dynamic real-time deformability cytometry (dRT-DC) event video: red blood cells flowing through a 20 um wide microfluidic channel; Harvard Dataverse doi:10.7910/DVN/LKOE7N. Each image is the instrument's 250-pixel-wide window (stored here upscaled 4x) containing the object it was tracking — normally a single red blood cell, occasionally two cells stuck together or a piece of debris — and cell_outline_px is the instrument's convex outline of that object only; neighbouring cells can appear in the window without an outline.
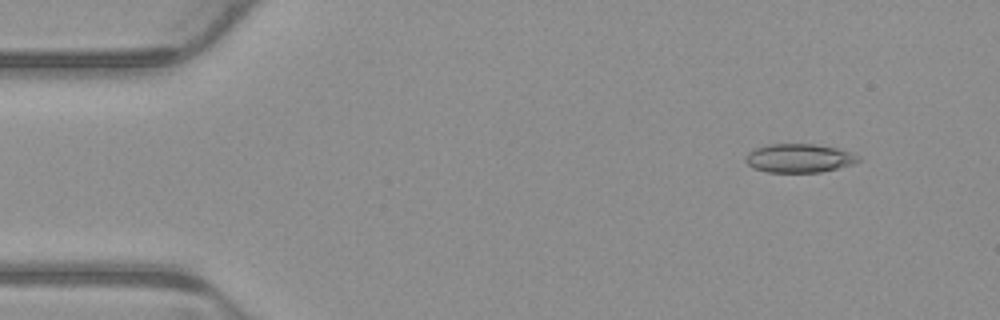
{"species": "common noctule bat (a hibernating species)", "species_latin": "Nyctalus noctula", "temperature_condition": "warm", "stored_images_in_passage": 7, "camera_frame_rate_fps": 3000, "um_per_image_px": 0.085, "animal": {"sex": "male", "body_mass_g": 23.1, "forearm_length_mm": 52.7}, "frame": {"image": 1, "passage_image": 2, "time_ms": 0.333, "image_size_px": [1000, 320], "cell_outline_px": [[860, 160], [852, 164], [820, 172], [768, 172], [756, 168], [748, 164], [744, 160], [744, 156], [748, 152], [756, 148], [768, 144], [812, 144], [836, 148], [860, 156]], "centroid_in_image_um": [67.89, 13.44], "position_along_channel_um": 17.1, "area_um2": 18.61}}
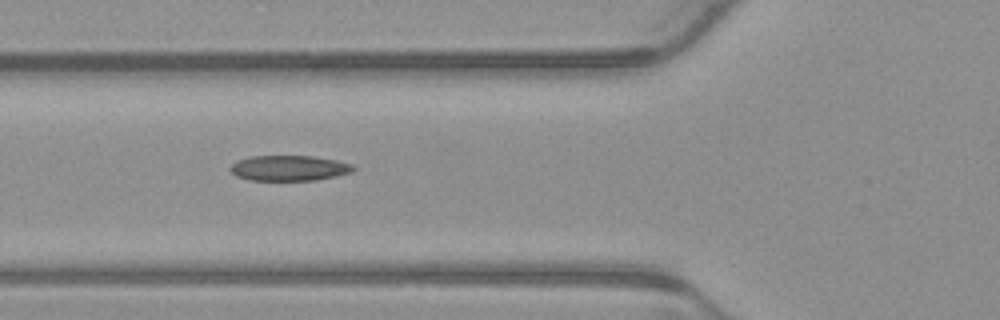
{"frame": {"image": 2, "passage_image": 6, "time_ms": 1.667, "image_size_px": [1000, 320], "cell_outline_px": [[356, 168], [352, 172], [336, 176], [316, 180], [248, 180], [236, 176], [228, 168], [236, 160], [252, 156], [312, 156], [336, 160], [352, 164]], "centroid_in_image_um": [24.56, 14.29], "position_along_channel_um": 101.2, "area_um2": 18.26}}
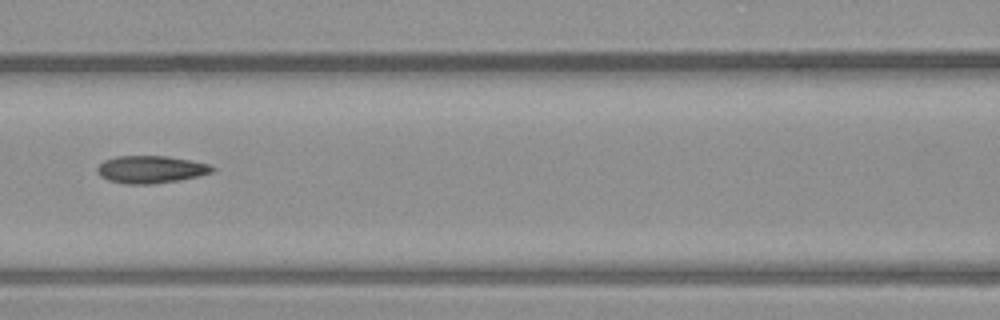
{"frame": {"image": 3, "passage_image": 7, "time_ms": 2.0, "image_size_px": [1000, 320], "cell_outline_px": [[216, 168], [212, 172], [180, 180], [152, 184], [128, 184], [108, 180], [100, 176], [96, 172], [96, 168], [104, 160], [116, 156], [168, 156], [208, 164]], "centroid_in_image_um": [12.78, 14.4], "position_along_channel_um": 153.8, "area_um2": 18.32}}